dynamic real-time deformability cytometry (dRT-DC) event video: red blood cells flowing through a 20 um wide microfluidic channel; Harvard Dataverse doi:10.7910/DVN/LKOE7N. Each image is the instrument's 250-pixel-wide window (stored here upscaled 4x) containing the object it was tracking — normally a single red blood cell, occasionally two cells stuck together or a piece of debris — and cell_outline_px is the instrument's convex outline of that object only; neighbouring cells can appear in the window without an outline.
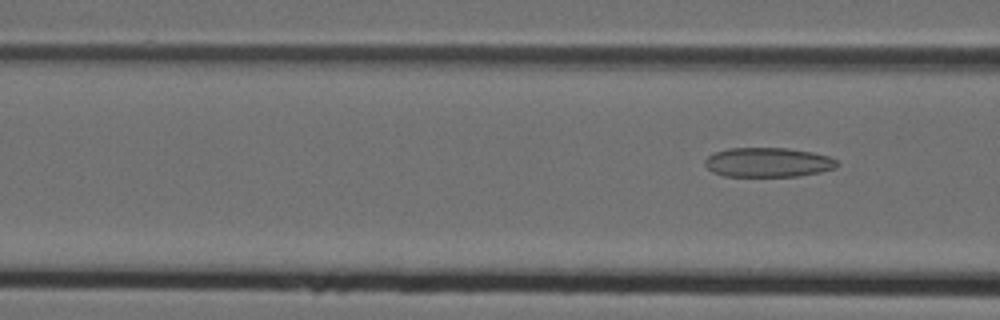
{"species": "Egyptian fruit bat (a non-hibernating species)", "species_latin": "Rousettus aegyptiacus", "temperature_condition": "cold", "stored_images_in_passage": 4, "segment_of_instrument_passage": [2, 2], "camera_frame_rate_fps": 3000, "um_per_image_px": 0.085, "animal": {"sex": "female"}, "frame": {"image": 1, "passage_image": 4, "time_ms": 1.0, "image_size_px": [1000, 320], "cell_outline_px": [[840, 164], [836, 168], [820, 172], [796, 176], [724, 176], [712, 172], [704, 164], [704, 160], [712, 152], [728, 148], [788, 148], [812, 152], [828, 156], [836, 160]], "centroid_in_image_um": [65.26, 13.79], "position_along_channel_um": 101.3, "area_um2": 22.83}}